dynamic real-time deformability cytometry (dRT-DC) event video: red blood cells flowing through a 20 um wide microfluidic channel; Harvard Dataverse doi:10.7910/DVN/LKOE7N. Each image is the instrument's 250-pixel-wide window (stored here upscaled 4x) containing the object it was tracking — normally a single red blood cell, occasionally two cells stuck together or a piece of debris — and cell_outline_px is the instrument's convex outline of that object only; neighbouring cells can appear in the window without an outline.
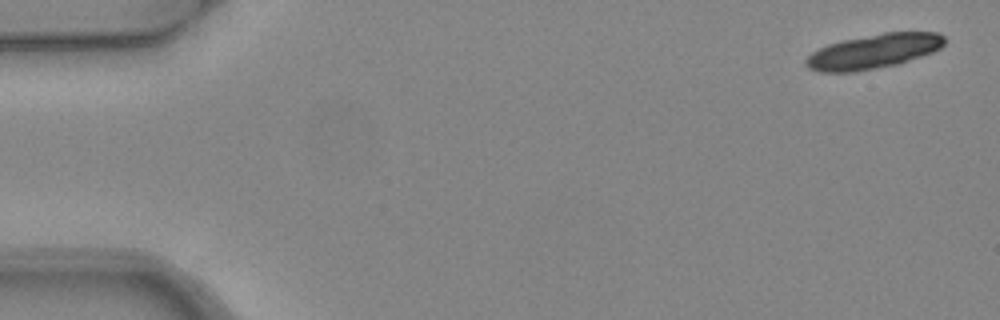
{"species": "common noctule bat (a hibernating species)", "species_latin": "Nyctalus noctula", "temperature_condition": "warm", "stored_images_in_passage": 6, "camera_frame_rate_fps": 3000, "um_per_image_px": 0.085, "animal": {"sex": "female", "body_mass_g": 24.6, "forearm_length_mm": 56.2}, "frame": {"image": 1, "passage_image": 1, "time_ms": 0.0, "image_size_px": [1000, 320], "cell_outline_px": [[944, 44], [940, 48], [932, 52], [896, 64], [856, 72], [820, 72], [808, 68], [804, 64], [804, 60], [812, 52], [828, 44], [844, 40], [884, 32], [936, 32], [944, 36]], "centroid_in_image_um": [74.22, 4.37], "position_along_channel_um": 10.8, "area_um2": 27.63}}